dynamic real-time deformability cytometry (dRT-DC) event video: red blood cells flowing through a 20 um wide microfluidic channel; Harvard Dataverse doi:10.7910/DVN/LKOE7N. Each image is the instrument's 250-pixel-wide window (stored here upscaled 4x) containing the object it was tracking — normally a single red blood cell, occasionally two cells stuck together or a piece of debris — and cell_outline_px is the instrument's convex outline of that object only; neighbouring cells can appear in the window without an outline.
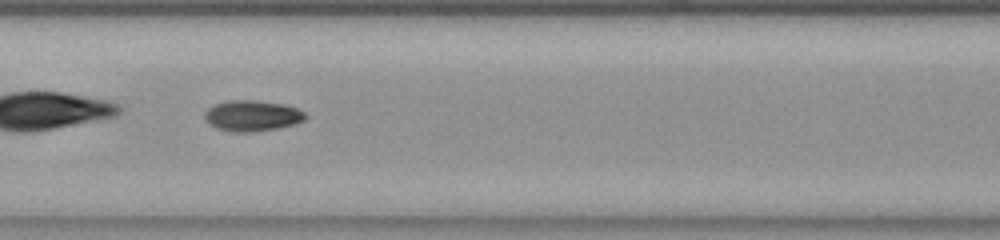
{"species": "common noctule bat (a hibernating species)", "species_latin": "Nyctalus noctula", "temperature_condition": "room temperature", "stored_images_in_passage": 37, "camera_frame_rate_fps": 3000, "um_per_image_px": 0.085, "animal": {"sex": "female", "body_mass_g": 23.0, "forearm_length_mm": 53.4}, "frame": {"image": 1, "passage_image": 11, "time_ms": 3.333, "image_size_px": [1000, 240], "cell_outline_px": [[308, 116], [304, 120], [292, 124], [276, 128], [252, 132], [236, 132], [216, 128], [204, 116], [208, 108], [216, 104], [228, 100], [256, 100], [284, 104], [296, 108], [304, 112]], "centroid_in_image_um": [21.46, 9.82], "position_along_channel_um": 185.9, "area_um2": 17.8}, "authors_computed_cell_mechanics": {"area_um2": 17.2244, "velocity_mm_per_s": 3.8464, "shape_relaxation_time_tau1_ms": 2.7695, "shape_relaxation_time_tau2_ms": 8.5678, "deformation_change_tau1": 0.1294, "deformation_change_tau2": 0.1265}}